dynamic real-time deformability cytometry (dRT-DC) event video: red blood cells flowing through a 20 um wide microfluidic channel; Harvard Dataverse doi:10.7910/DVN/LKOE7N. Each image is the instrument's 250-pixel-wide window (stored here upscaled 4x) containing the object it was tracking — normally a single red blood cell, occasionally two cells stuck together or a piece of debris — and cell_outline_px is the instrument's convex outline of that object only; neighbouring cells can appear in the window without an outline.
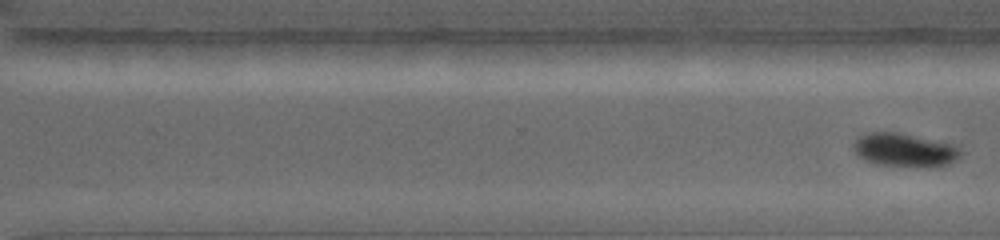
{"species": "common noctule bat (a hibernating species)", "species_latin": "Nyctalus noctula", "temperature_condition": "warm", "stored_images_in_passage": 9, "camera_frame_rate_fps": 5000, "um_per_image_px": 0.085, "animal": {"sex": "female", "body_mass_g": 19.0, "forearm_length_mm": 56.7}, "frame": {"image": 1, "passage_image": 9, "time_ms": 9.2, "image_size_px": [1000, 240], "cell_outline_px": [[960, 156], [952, 164], [876, 164], [864, 160], [852, 148], [852, 144], [860, 136], [868, 132], [900, 132], [956, 144], [960, 148]], "centroid_in_image_um": [76.88, 12.69], "position_along_channel_um": 293.7, "area_um2": 20.29}}